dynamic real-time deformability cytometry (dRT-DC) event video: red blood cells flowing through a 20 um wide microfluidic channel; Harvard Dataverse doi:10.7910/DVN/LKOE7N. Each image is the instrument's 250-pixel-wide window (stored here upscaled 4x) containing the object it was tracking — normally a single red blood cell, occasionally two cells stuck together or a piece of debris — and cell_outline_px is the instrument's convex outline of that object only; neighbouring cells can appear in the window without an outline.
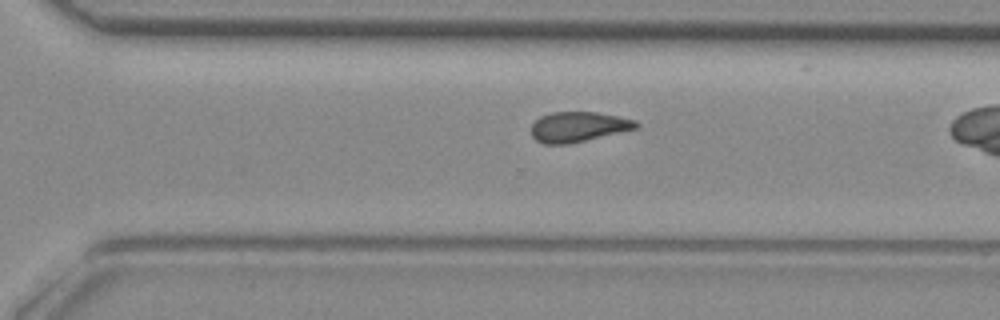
{"species": "common noctule bat (a hibernating species)", "species_latin": "Nyctalus noctula", "temperature_condition": "room temperature", "stored_images_in_passage": 31, "camera_frame_rate_fps": 3000, "um_per_image_px": 0.085, "animal": {"sex": "female", "body_mass_g": 29.2, "forearm_length_mm": 56.3}, "frame": {"image": 1, "passage_image": 27, "time_ms": 8.667, "image_size_px": [1000, 320], "cell_outline_px": [[640, 128], [568, 144], [544, 144], [536, 140], [532, 136], [532, 124], [540, 116], [552, 112], [596, 112], [620, 116], [636, 120], [640, 124]], "centroid_in_image_um": [49.2, 10.77], "position_along_channel_um": 321.4, "area_um2": 18.55}}